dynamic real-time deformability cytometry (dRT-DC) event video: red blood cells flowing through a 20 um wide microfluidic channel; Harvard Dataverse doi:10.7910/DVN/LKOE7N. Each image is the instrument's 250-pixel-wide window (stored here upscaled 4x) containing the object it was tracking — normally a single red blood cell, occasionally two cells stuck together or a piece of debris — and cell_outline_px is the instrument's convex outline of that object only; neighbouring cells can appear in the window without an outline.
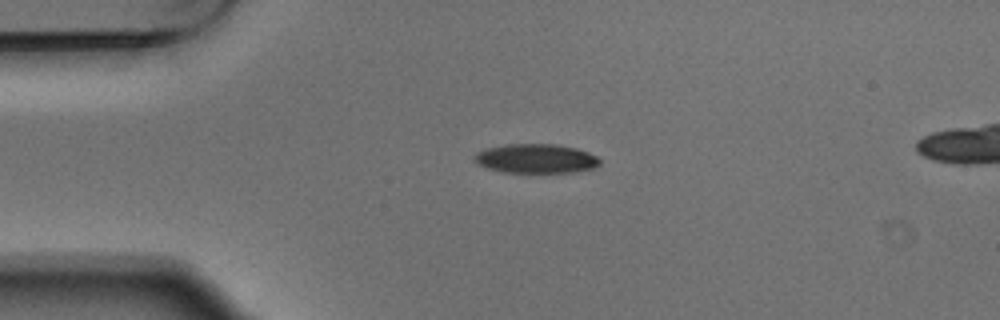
{"species": "Egyptian fruit bat (a non-hibernating species)", "species_latin": "Rousettus aegyptiacus", "temperature_condition": "warm", "stored_images_in_passage": 5, "camera_frame_rate_fps": 3000, "um_per_image_px": 0.085, "animal": {"sex": "male"}, "frame": {"image": 1, "passage_image": 3, "time_ms": 0.667, "image_size_px": [1000, 320], "cell_outline_px": [[600, 164], [596, 168], [576, 172], [504, 172], [488, 168], [472, 160], [472, 156], [476, 152], [488, 148], [508, 144], [556, 144], [576, 148], [588, 152], [596, 156], [600, 160]], "centroid_in_image_um": [45.57, 13.48], "position_along_channel_um": 39.4, "area_um2": 21.39}}
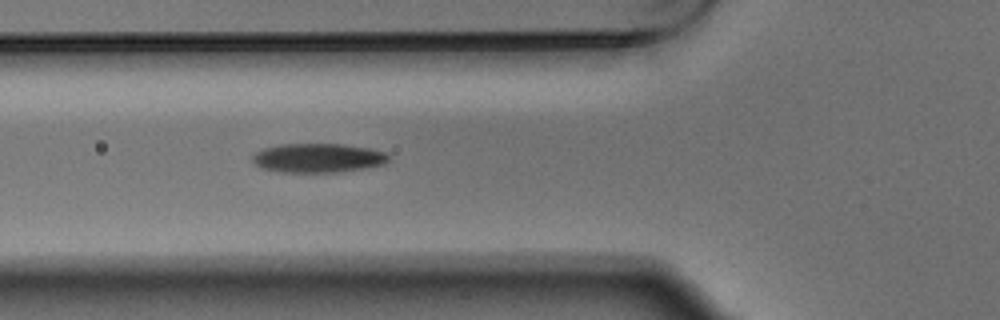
{"frame": {"image": 2, "passage_image": 5, "time_ms": 1.333, "image_size_px": [1000, 320], "cell_outline_px": [[388, 160], [384, 164], [368, 168], [340, 172], [280, 172], [260, 168], [252, 160], [252, 156], [256, 152], [264, 148], [280, 144], [340, 144], [368, 148], [388, 152]], "centroid_in_image_um": [27.04, 13.43], "position_along_channel_um": 98.8, "area_um2": 23.24}}